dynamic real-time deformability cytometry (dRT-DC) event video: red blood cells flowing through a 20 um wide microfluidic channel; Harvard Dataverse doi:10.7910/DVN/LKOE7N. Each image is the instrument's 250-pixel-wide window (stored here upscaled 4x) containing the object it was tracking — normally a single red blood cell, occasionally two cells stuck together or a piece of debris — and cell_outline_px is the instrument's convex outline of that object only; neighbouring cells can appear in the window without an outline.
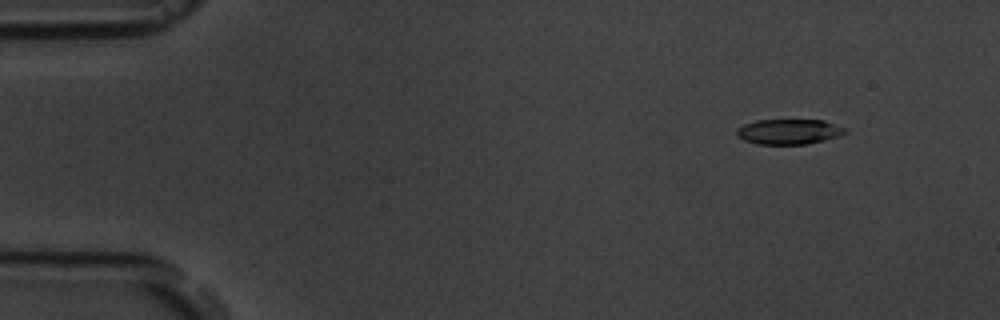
{"species": "common noctule bat (a hibernating species)", "species_latin": "Nyctalus noctula", "temperature_condition": "room temperature", "stored_images_in_passage": 5, "camera_frame_rate_fps": 3000, "um_per_image_px": 0.085, "animal": {"sex": "male", "body_mass_g": 19.5, "forearm_length_mm": 54.6}, "frame": {"image": 1, "passage_image": 2, "time_ms": 1.333, "image_size_px": [1000, 320], "cell_outline_px": [[848, 132], [824, 140], [808, 144], [756, 144], [744, 140], [736, 136], [736, 128], [744, 124], [756, 120], [824, 120], [848, 128]], "centroid_in_image_um": [67.05, 11.18], "position_along_channel_um": 18.0, "area_um2": 16.07}}
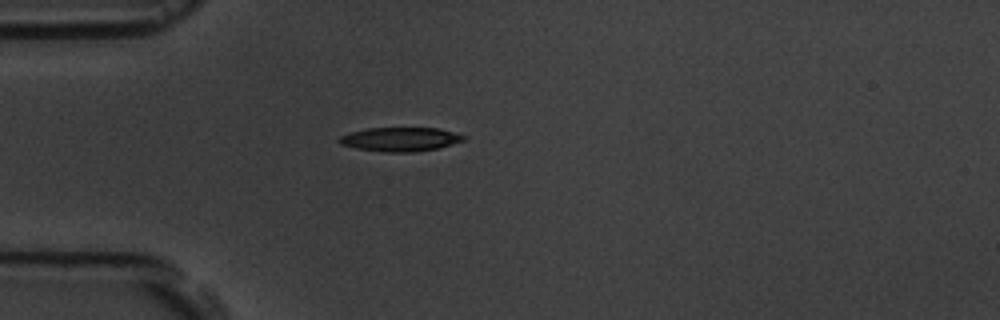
{"frame": {"image": 2, "passage_image": 5, "time_ms": 4.667, "image_size_px": [1000, 320], "cell_outline_px": [[464, 140], [436, 148], [412, 152], [384, 152], [356, 148], [340, 144], [336, 140], [340, 136], [348, 132], [368, 128], [440, 128], [464, 136]], "centroid_in_image_um": [33.93, 11.83], "position_along_channel_um": 51.1, "area_um2": 17.22}}